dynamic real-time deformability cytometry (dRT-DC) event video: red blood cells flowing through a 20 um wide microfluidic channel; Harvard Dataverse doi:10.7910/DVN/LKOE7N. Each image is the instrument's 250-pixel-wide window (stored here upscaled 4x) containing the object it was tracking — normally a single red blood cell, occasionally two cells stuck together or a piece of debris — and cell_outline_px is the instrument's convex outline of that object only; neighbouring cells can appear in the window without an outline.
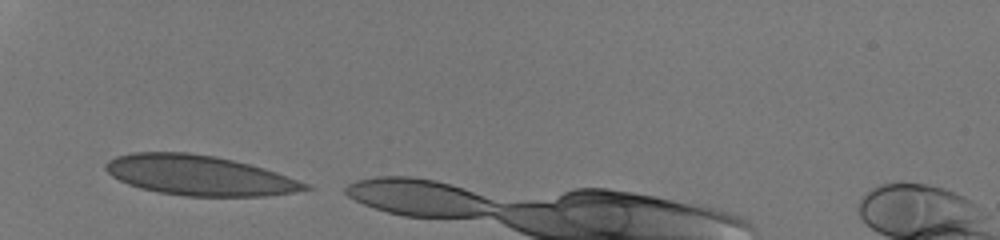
{"species": "human", "species_latin": "Homo sapiens", "temperature_condition": "room temperature", "stored_images_in_passage": 4, "camera_frame_rate_fps": 3000, "um_per_image_px": 0.085, "donor": {"sex": "male"}, "frame": {"image": 1, "passage_image": 1, "time_ms": 0.0, "image_size_px": [1000, 240], "cell_outline_px": [[312, 188], [292, 192], [264, 196], [184, 196], [160, 192], [140, 188], [128, 184], [112, 176], [104, 168], [104, 164], [108, 160], [116, 156], [132, 152], [188, 152], [216, 156], [264, 168], [276, 172], [308, 184]], "centroid_in_image_um": [16.88, 14.89], "position_along_channel_um": 68.1, "area_um2": 46.24}}